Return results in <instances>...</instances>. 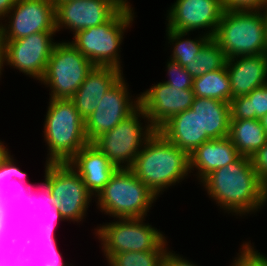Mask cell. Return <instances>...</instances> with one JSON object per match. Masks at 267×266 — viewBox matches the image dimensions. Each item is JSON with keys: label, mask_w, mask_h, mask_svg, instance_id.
<instances>
[{"label": "cell", "mask_w": 267, "mask_h": 266, "mask_svg": "<svg viewBox=\"0 0 267 266\" xmlns=\"http://www.w3.org/2000/svg\"><path fill=\"white\" fill-rule=\"evenodd\" d=\"M44 176L41 189L35 187V192L33 186L24 200L23 242H52L57 221L65 220L52 196L51 163H46Z\"/></svg>", "instance_id": "obj_10"}, {"label": "cell", "mask_w": 267, "mask_h": 266, "mask_svg": "<svg viewBox=\"0 0 267 266\" xmlns=\"http://www.w3.org/2000/svg\"><path fill=\"white\" fill-rule=\"evenodd\" d=\"M162 266H198L192 261L186 260L183 256H179V254L173 253V251H169L167 249L163 261Z\"/></svg>", "instance_id": "obj_38"}, {"label": "cell", "mask_w": 267, "mask_h": 266, "mask_svg": "<svg viewBox=\"0 0 267 266\" xmlns=\"http://www.w3.org/2000/svg\"><path fill=\"white\" fill-rule=\"evenodd\" d=\"M101 212L115 218H145L157 196L130 168H119L96 196Z\"/></svg>", "instance_id": "obj_6"}, {"label": "cell", "mask_w": 267, "mask_h": 266, "mask_svg": "<svg viewBox=\"0 0 267 266\" xmlns=\"http://www.w3.org/2000/svg\"><path fill=\"white\" fill-rule=\"evenodd\" d=\"M50 1L54 4V6L56 8L59 4H62L64 2L70 1V0H50Z\"/></svg>", "instance_id": "obj_45"}, {"label": "cell", "mask_w": 267, "mask_h": 266, "mask_svg": "<svg viewBox=\"0 0 267 266\" xmlns=\"http://www.w3.org/2000/svg\"><path fill=\"white\" fill-rule=\"evenodd\" d=\"M241 247L232 266H267L266 256L254 249L250 242L243 243Z\"/></svg>", "instance_id": "obj_33"}, {"label": "cell", "mask_w": 267, "mask_h": 266, "mask_svg": "<svg viewBox=\"0 0 267 266\" xmlns=\"http://www.w3.org/2000/svg\"><path fill=\"white\" fill-rule=\"evenodd\" d=\"M123 76L114 67L94 66L70 100L85 120L98 107L104 94Z\"/></svg>", "instance_id": "obj_20"}, {"label": "cell", "mask_w": 267, "mask_h": 266, "mask_svg": "<svg viewBox=\"0 0 267 266\" xmlns=\"http://www.w3.org/2000/svg\"><path fill=\"white\" fill-rule=\"evenodd\" d=\"M44 121L47 143L46 163L69 162L90 142L85 133V120L70 99H49Z\"/></svg>", "instance_id": "obj_3"}, {"label": "cell", "mask_w": 267, "mask_h": 266, "mask_svg": "<svg viewBox=\"0 0 267 266\" xmlns=\"http://www.w3.org/2000/svg\"><path fill=\"white\" fill-rule=\"evenodd\" d=\"M16 1L17 0H0V20H5V16L13 8Z\"/></svg>", "instance_id": "obj_40"}, {"label": "cell", "mask_w": 267, "mask_h": 266, "mask_svg": "<svg viewBox=\"0 0 267 266\" xmlns=\"http://www.w3.org/2000/svg\"><path fill=\"white\" fill-rule=\"evenodd\" d=\"M166 35L173 45V51L169 59L178 62L182 67H185L193 57H195L202 47L211 39L207 35H201L195 39L184 38L189 33L174 31L166 28ZM175 42V43H174Z\"/></svg>", "instance_id": "obj_30"}, {"label": "cell", "mask_w": 267, "mask_h": 266, "mask_svg": "<svg viewBox=\"0 0 267 266\" xmlns=\"http://www.w3.org/2000/svg\"><path fill=\"white\" fill-rule=\"evenodd\" d=\"M259 120H260L262 128L264 129L265 133L267 134V114H265Z\"/></svg>", "instance_id": "obj_43"}, {"label": "cell", "mask_w": 267, "mask_h": 266, "mask_svg": "<svg viewBox=\"0 0 267 266\" xmlns=\"http://www.w3.org/2000/svg\"><path fill=\"white\" fill-rule=\"evenodd\" d=\"M194 98L192 89H180V87L159 82L142 92L139 102L149 123L158 130L171 117L190 109Z\"/></svg>", "instance_id": "obj_17"}, {"label": "cell", "mask_w": 267, "mask_h": 266, "mask_svg": "<svg viewBox=\"0 0 267 266\" xmlns=\"http://www.w3.org/2000/svg\"><path fill=\"white\" fill-rule=\"evenodd\" d=\"M127 0H70L55 8L56 31L70 29L73 35L81 30L107 22Z\"/></svg>", "instance_id": "obj_16"}, {"label": "cell", "mask_w": 267, "mask_h": 266, "mask_svg": "<svg viewBox=\"0 0 267 266\" xmlns=\"http://www.w3.org/2000/svg\"><path fill=\"white\" fill-rule=\"evenodd\" d=\"M224 10L261 11L267 9V0H222Z\"/></svg>", "instance_id": "obj_35"}, {"label": "cell", "mask_w": 267, "mask_h": 266, "mask_svg": "<svg viewBox=\"0 0 267 266\" xmlns=\"http://www.w3.org/2000/svg\"><path fill=\"white\" fill-rule=\"evenodd\" d=\"M33 185L13 180L0 196V221L14 234L18 244L23 242L24 200Z\"/></svg>", "instance_id": "obj_23"}, {"label": "cell", "mask_w": 267, "mask_h": 266, "mask_svg": "<svg viewBox=\"0 0 267 266\" xmlns=\"http://www.w3.org/2000/svg\"><path fill=\"white\" fill-rule=\"evenodd\" d=\"M167 250L128 251L114 254L107 262L110 266H162Z\"/></svg>", "instance_id": "obj_31"}, {"label": "cell", "mask_w": 267, "mask_h": 266, "mask_svg": "<svg viewBox=\"0 0 267 266\" xmlns=\"http://www.w3.org/2000/svg\"><path fill=\"white\" fill-rule=\"evenodd\" d=\"M2 266H24L23 247L19 245L10 255L9 260H5Z\"/></svg>", "instance_id": "obj_39"}, {"label": "cell", "mask_w": 267, "mask_h": 266, "mask_svg": "<svg viewBox=\"0 0 267 266\" xmlns=\"http://www.w3.org/2000/svg\"><path fill=\"white\" fill-rule=\"evenodd\" d=\"M18 246L13 233H0V266L5 260H9L10 255Z\"/></svg>", "instance_id": "obj_37"}, {"label": "cell", "mask_w": 267, "mask_h": 266, "mask_svg": "<svg viewBox=\"0 0 267 266\" xmlns=\"http://www.w3.org/2000/svg\"><path fill=\"white\" fill-rule=\"evenodd\" d=\"M56 32L43 31L18 40H4L5 64L40 81L57 43L53 40Z\"/></svg>", "instance_id": "obj_11"}, {"label": "cell", "mask_w": 267, "mask_h": 266, "mask_svg": "<svg viewBox=\"0 0 267 266\" xmlns=\"http://www.w3.org/2000/svg\"><path fill=\"white\" fill-rule=\"evenodd\" d=\"M126 84L122 76L104 94L96 110L85 119V133L90 143L101 134L112 130L140 107L139 95L135 100L131 99L132 95H129Z\"/></svg>", "instance_id": "obj_13"}, {"label": "cell", "mask_w": 267, "mask_h": 266, "mask_svg": "<svg viewBox=\"0 0 267 266\" xmlns=\"http://www.w3.org/2000/svg\"><path fill=\"white\" fill-rule=\"evenodd\" d=\"M4 64H5V41H4L3 30L0 26V76L2 75V71L4 70Z\"/></svg>", "instance_id": "obj_41"}, {"label": "cell", "mask_w": 267, "mask_h": 266, "mask_svg": "<svg viewBox=\"0 0 267 266\" xmlns=\"http://www.w3.org/2000/svg\"><path fill=\"white\" fill-rule=\"evenodd\" d=\"M141 117L146 119V122L148 121L144 127L140 120ZM155 131L139 107L112 130L98 136L92 144L118 169L131 168L145 142Z\"/></svg>", "instance_id": "obj_8"}, {"label": "cell", "mask_w": 267, "mask_h": 266, "mask_svg": "<svg viewBox=\"0 0 267 266\" xmlns=\"http://www.w3.org/2000/svg\"><path fill=\"white\" fill-rule=\"evenodd\" d=\"M241 156H252L267 142L259 119L231 120L228 136Z\"/></svg>", "instance_id": "obj_25"}, {"label": "cell", "mask_w": 267, "mask_h": 266, "mask_svg": "<svg viewBox=\"0 0 267 266\" xmlns=\"http://www.w3.org/2000/svg\"><path fill=\"white\" fill-rule=\"evenodd\" d=\"M93 67L69 41L57 42L40 83L50 87V99H70Z\"/></svg>", "instance_id": "obj_9"}, {"label": "cell", "mask_w": 267, "mask_h": 266, "mask_svg": "<svg viewBox=\"0 0 267 266\" xmlns=\"http://www.w3.org/2000/svg\"><path fill=\"white\" fill-rule=\"evenodd\" d=\"M55 6L50 0H17L0 23L4 40H18L28 35L56 31Z\"/></svg>", "instance_id": "obj_14"}, {"label": "cell", "mask_w": 267, "mask_h": 266, "mask_svg": "<svg viewBox=\"0 0 267 266\" xmlns=\"http://www.w3.org/2000/svg\"><path fill=\"white\" fill-rule=\"evenodd\" d=\"M157 131L188 154L211 140L205 132H202L200 117L191 109L171 117Z\"/></svg>", "instance_id": "obj_22"}, {"label": "cell", "mask_w": 267, "mask_h": 266, "mask_svg": "<svg viewBox=\"0 0 267 266\" xmlns=\"http://www.w3.org/2000/svg\"><path fill=\"white\" fill-rule=\"evenodd\" d=\"M227 58L220 46L211 38L184 67L193 78L219 70L226 65Z\"/></svg>", "instance_id": "obj_28"}, {"label": "cell", "mask_w": 267, "mask_h": 266, "mask_svg": "<svg viewBox=\"0 0 267 266\" xmlns=\"http://www.w3.org/2000/svg\"><path fill=\"white\" fill-rule=\"evenodd\" d=\"M134 14L127 1L107 22L77 32L70 43L94 66L114 67L122 71L119 47L125 30L131 27Z\"/></svg>", "instance_id": "obj_5"}, {"label": "cell", "mask_w": 267, "mask_h": 266, "mask_svg": "<svg viewBox=\"0 0 267 266\" xmlns=\"http://www.w3.org/2000/svg\"><path fill=\"white\" fill-rule=\"evenodd\" d=\"M51 186L52 196L64 219L82 221L93 195L68 162L51 163Z\"/></svg>", "instance_id": "obj_12"}, {"label": "cell", "mask_w": 267, "mask_h": 266, "mask_svg": "<svg viewBox=\"0 0 267 266\" xmlns=\"http://www.w3.org/2000/svg\"><path fill=\"white\" fill-rule=\"evenodd\" d=\"M201 183L209 198L228 214L255 213L267 202V186L247 156H240L235 162L211 172Z\"/></svg>", "instance_id": "obj_1"}, {"label": "cell", "mask_w": 267, "mask_h": 266, "mask_svg": "<svg viewBox=\"0 0 267 266\" xmlns=\"http://www.w3.org/2000/svg\"><path fill=\"white\" fill-rule=\"evenodd\" d=\"M200 117L202 132L210 139L229 136L230 105L217 99L195 97L190 108Z\"/></svg>", "instance_id": "obj_24"}, {"label": "cell", "mask_w": 267, "mask_h": 266, "mask_svg": "<svg viewBox=\"0 0 267 266\" xmlns=\"http://www.w3.org/2000/svg\"><path fill=\"white\" fill-rule=\"evenodd\" d=\"M6 147L0 140V166L11 156Z\"/></svg>", "instance_id": "obj_42"}, {"label": "cell", "mask_w": 267, "mask_h": 266, "mask_svg": "<svg viewBox=\"0 0 267 266\" xmlns=\"http://www.w3.org/2000/svg\"><path fill=\"white\" fill-rule=\"evenodd\" d=\"M265 19H266V24H267V9L265 10ZM265 54L267 55V47H266V53Z\"/></svg>", "instance_id": "obj_46"}, {"label": "cell", "mask_w": 267, "mask_h": 266, "mask_svg": "<svg viewBox=\"0 0 267 266\" xmlns=\"http://www.w3.org/2000/svg\"><path fill=\"white\" fill-rule=\"evenodd\" d=\"M143 221L145 218H118L94 229L107 261L120 252L168 249L163 233Z\"/></svg>", "instance_id": "obj_7"}, {"label": "cell", "mask_w": 267, "mask_h": 266, "mask_svg": "<svg viewBox=\"0 0 267 266\" xmlns=\"http://www.w3.org/2000/svg\"><path fill=\"white\" fill-rule=\"evenodd\" d=\"M226 67L232 98L248 95L267 84L266 54L228 58Z\"/></svg>", "instance_id": "obj_19"}, {"label": "cell", "mask_w": 267, "mask_h": 266, "mask_svg": "<svg viewBox=\"0 0 267 266\" xmlns=\"http://www.w3.org/2000/svg\"><path fill=\"white\" fill-rule=\"evenodd\" d=\"M195 97L217 99L229 103L232 99L230 79L226 65L193 79Z\"/></svg>", "instance_id": "obj_26"}, {"label": "cell", "mask_w": 267, "mask_h": 266, "mask_svg": "<svg viewBox=\"0 0 267 266\" xmlns=\"http://www.w3.org/2000/svg\"><path fill=\"white\" fill-rule=\"evenodd\" d=\"M0 233H12V232L0 221Z\"/></svg>", "instance_id": "obj_44"}, {"label": "cell", "mask_w": 267, "mask_h": 266, "mask_svg": "<svg viewBox=\"0 0 267 266\" xmlns=\"http://www.w3.org/2000/svg\"><path fill=\"white\" fill-rule=\"evenodd\" d=\"M250 160L257 176L267 186V142L250 156Z\"/></svg>", "instance_id": "obj_36"}, {"label": "cell", "mask_w": 267, "mask_h": 266, "mask_svg": "<svg viewBox=\"0 0 267 266\" xmlns=\"http://www.w3.org/2000/svg\"><path fill=\"white\" fill-rule=\"evenodd\" d=\"M212 39L226 58L266 53L267 24L265 10H224Z\"/></svg>", "instance_id": "obj_4"}, {"label": "cell", "mask_w": 267, "mask_h": 266, "mask_svg": "<svg viewBox=\"0 0 267 266\" xmlns=\"http://www.w3.org/2000/svg\"><path fill=\"white\" fill-rule=\"evenodd\" d=\"M24 266H70L65 263L57 248L56 240L52 242H22Z\"/></svg>", "instance_id": "obj_29"}, {"label": "cell", "mask_w": 267, "mask_h": 266, "mask_svg": "<svg viewBox=\"0 0 267 266\" xmlns=\"http://www.w3.org/2000/svg\"><path fill=\"white\" fill-rule=\"evenodd\" d=\"M169 79L164 81L170 86L180 87V89H192L193 77L178 62L169 60L166 64Z\"/></svg>", "instance_id": "obj_32"}, {"label": "cell", "mask_w": 267, "mask_h": 266, "mask_svg": "<svg viewBox=\"0 0 267 266\" xmlns=\"http://www.w3.org/2000/svg\"><path fill=\"white\" fill-rule=\"evenodd\" d=\"M223 12L222 0H176L168 10L166 26L184 33L204 29V35L212 38Z\"/></svg>", "instance_id": "obj_15"}, {"label": "cell", "mask_w": 267, "mask_h": 266, "mask_svg": "<svg viewBox=\"0 0 267 266\" xmlns=\"http://www.w3.org/2000/svg\"><path fill=\"white\" fill-rule=\"evenodd\" d=\"M68 163L95 198L118 169L92 143L84 146Z\"/></svg>", "instance_id": "obj_18"}, {"label": "cell", "mask_w": 267, "mask_h": 266, "mask_svg": "<svg viewBox=\"0 0 267 266\" xmlns=\"http://www.w3.org/2000/svg\"><path fill=\"white\" fill-rule=\"evenodd\" d=\"M26 172H23L14 164V159L10 156L1 166H0V196H3V188H5L13 180H18L20 182H27ZM24 179V180H23Z\"/></svg>", "instance_id": "obj_34"}, {"label": "cell", "mask_w": 267, "mask_h": 266, "mask_svg": "<svg viewBox=\"0 0 267 266\" xmlns=\"http://www.w3.org/2000/svg\"><path fill=\"white\" fill-rule=\"evenodd\" d=\"M231 120L260 119L267 114V84L229 102Z\"/></svg>", "instance_id": "obj_27"}, {"label": "cell", "mask_w": 267, "mask_h": 266, "mask_svg": "<svg viewBox=\"0 0 267 266\" xmlns=\"http://www.w3.org/2000/svg\"><path fill=\"white\" fill-rule=\"evenodd\" d=\"M241 155L229 137L211 139L189 154L190 170H198L200 182L211 172L235 162Z\"/></svg>", "instance_id": "obj_21"}, {"label": "cell", "mask_w": 267, "mask_h": 266, "mask_svg": "<svg viewBox=\"0 0 267 266\" xmlns=\"http://www.w3.org/2000/svg\"><path fill=\"white\" fill-rule=\"evenodd\" d=\"M130 169L157 198L192 172L189 154L157 130L147 139Z\"/></svg>", "instance_id": "obj_2"}]
</instances>
